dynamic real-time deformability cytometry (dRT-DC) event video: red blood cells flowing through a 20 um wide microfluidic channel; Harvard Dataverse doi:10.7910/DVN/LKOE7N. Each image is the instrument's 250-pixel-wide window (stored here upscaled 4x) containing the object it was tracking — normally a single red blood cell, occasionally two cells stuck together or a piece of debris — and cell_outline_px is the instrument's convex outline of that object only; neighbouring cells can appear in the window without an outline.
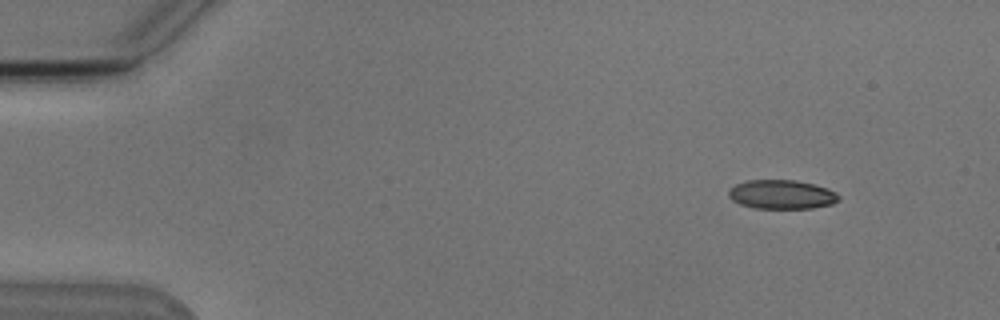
{"species": "Egyptian fruit bat (a non-hibernating species)", "species_latin": "Rousettus aegyptiacus", "temperature_condition": "cold", "stored_images_in_passage": 6, "camera_frame_rate_fps": 3000, "um_per_image_px": 0.085, "animal": {"sex": "male"}, "frame": {"image": 1, "passage_image": 2, "time_ms": 1.333, "image_size_px": [1000, 320], "cell_outline_px": [[840, 200], [832, 204], [812, 208], [756, 208], [740, 204], [732, 200], [728, 196], [728, 192], [736, 184], [748, 180], [796, 180], [828, 188], [836, 192], [840, 196]], "centroid_in_image_um": [66.47, 16.53], "position_along_channel_um": 18.5, "area_um2": 18.61}}
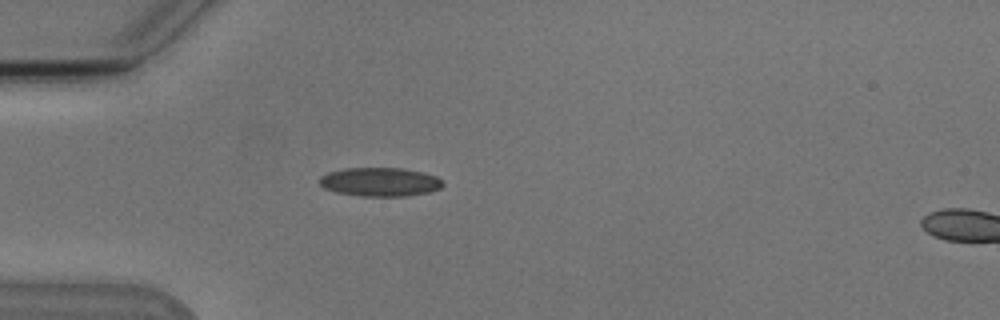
{"frame": {"image": 2, "passage_image": 5, "time_ms": 4.667, "image_size_px": [1000, 320], "cell_outline_px": [[444, 184], [440, 188], [428, 192], [408, 196], [360, 196], [336, 192], [324, 188], [320, 184], [320, 176], [328, 172], [344, 168], [404, 168], [424, 172], [436, 176]], "centroid_in_image_um": [32.29, 15.46], "position_along_channel_um": 52.7, "area_um2": 20.75}}